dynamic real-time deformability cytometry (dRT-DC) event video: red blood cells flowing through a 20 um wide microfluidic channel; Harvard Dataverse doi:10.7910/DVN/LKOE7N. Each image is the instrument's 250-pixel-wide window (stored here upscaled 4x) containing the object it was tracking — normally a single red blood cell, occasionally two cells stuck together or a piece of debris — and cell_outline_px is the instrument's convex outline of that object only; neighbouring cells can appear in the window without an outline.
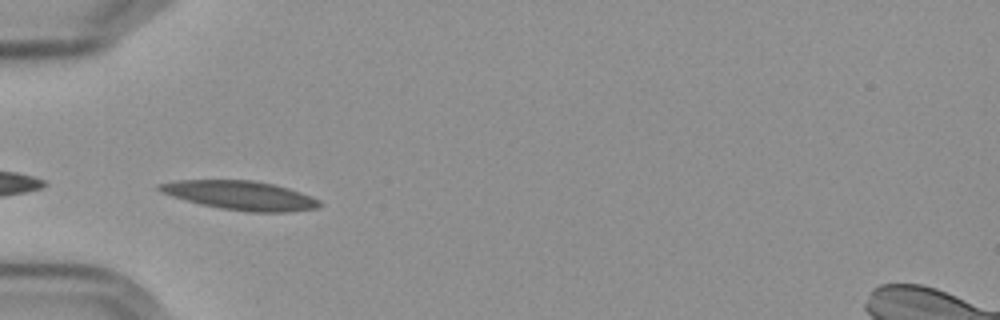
{"species": "Egyptian fruit bat (a non-hibernating species)", "species_latin": "Rousettus aegyptiacus", "temperature_condition": "cold", "stored_images_in_passage": 27, "camera_frame_rate_fps": 3000, "um_per_image_px": 0.085, "frame": {"image": 1, "passage_image": 1, "time_ms": 0.0, "image_size_px": [1000, 320], "cell_outline_px": [[320, 204], [316, 208], [288, 212], [248, 212], [220, 208], [200, 204], [172, 196], [160, 192], [156, 188], [156, 184], [176, 180], [252, 180], [272, 184], [288, 188], [312, 196], [320, 200]], "centroid_in_image_um": [20.39, 16.6], "position_along_channel_um": 64.6, "area_um2": 27.05}}
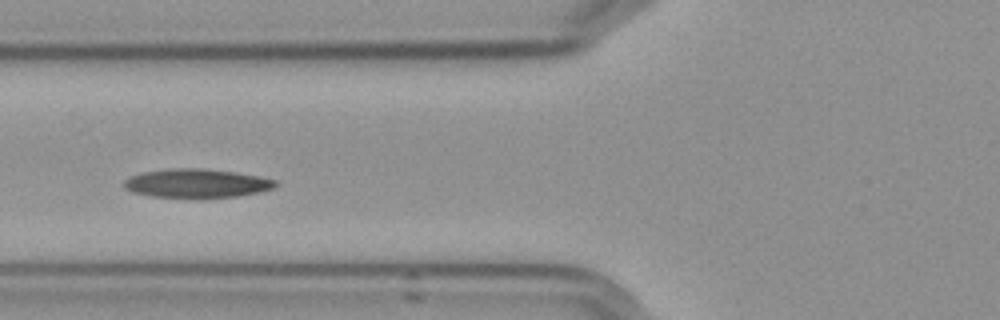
{"frame": {"image": 2, "passage_image": 5, "time_ms": 1.333, "image_size_px": [1000, 320], "cell_outline_px": [[280, 184], [276, 188], [260, 192], [236, 196], [196, 200], [152, 196], [132, 192], [124, 188], [124, 180], [132, 176], [144, 172], [168, 168], [200, 168], [232, 172], [256, 176], [276, 180]], "centroid_in_image_um": [16.73, 15.62], "position_along_channel_um": 109.1, "area_um2": 26.01}}
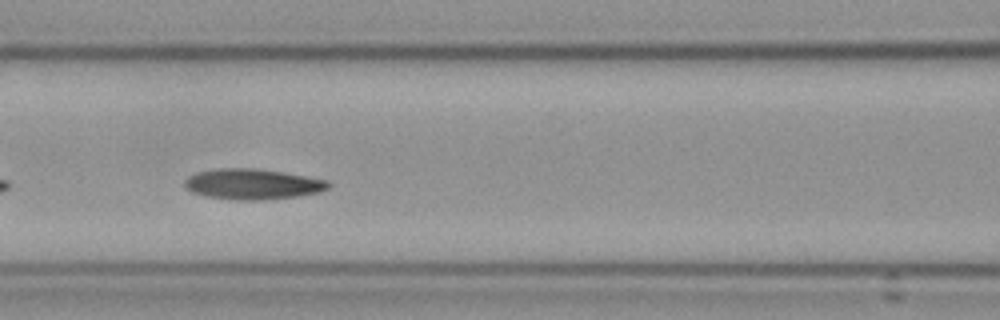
{"frame": {"image": 3, "passage_image": 8, "time_ms": 2.333, "image_size_px": [1000, 320], "cell_outline_px": [[332, 184], [328, 188], [320, 192], [296, 196], [260, 200], [228, 200], [204, 196], [192, 192], [184, 184], [184, 180], [188, 176], [200, 172], [220, 168], [256, 168], [284, 172], [328, 180]], "centroid_in_image_um": [21.48, 15.65], "position_along_channel_um": 145.1, "area_um2": 25.66}, "authors_computed_cell_mechanics": {"area_um2": 25.0274, "velocity_mm_per_s": 3.5585, "shape_relaxation_time_tau1_ms": 3.9499, "shape_relaxation_time_tau2_ms": 2.1505, "deformation_change_tau1": 0.1347, "deformation_change_tau2": 0.0677}}